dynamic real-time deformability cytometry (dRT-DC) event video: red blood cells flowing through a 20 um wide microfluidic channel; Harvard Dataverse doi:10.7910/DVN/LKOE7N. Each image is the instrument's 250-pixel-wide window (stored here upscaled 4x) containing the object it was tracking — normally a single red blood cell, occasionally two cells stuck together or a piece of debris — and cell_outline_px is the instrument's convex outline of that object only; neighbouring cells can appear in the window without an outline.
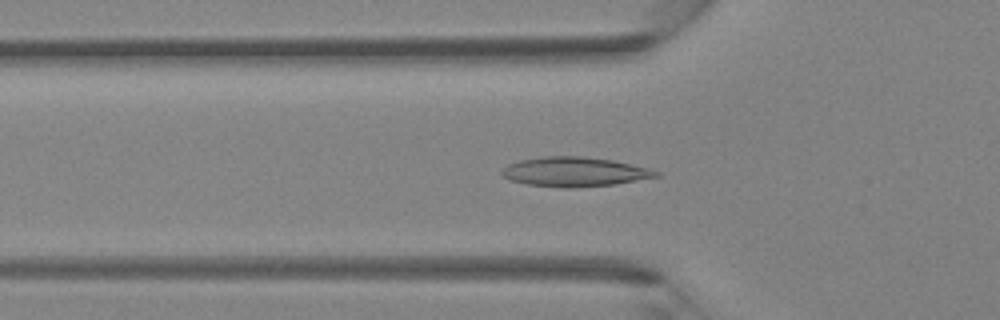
{"species": "Egyptian fruit bat (a non-hibernating species)", "species_latin": "Rousettus aegyptiacus", "temperature_condition": "room temperature", "stored_images_in_passage": 45, "camera_frame_rate_fps": 3000, "um_per_image_px": 0.085, "animal": {"sex": "female"}, "frame": {"image": 1, "passage_image": 15, "time_ms": 4.667, "image_size_px": [1000, 320], "cell_outline_px": [[660, 176], [616, 184], [572, 188], [560, 188], [528, 184], [508, 180], [500, 172], [508, 164], [520, 160], [544, 156], [584, 156], [612, 160], [648, 168], [660, 172]], "centroid_in_image_um": [48.83, 14.61], "position_along_channel_um": 77.0, "area_um2": 26.53}}
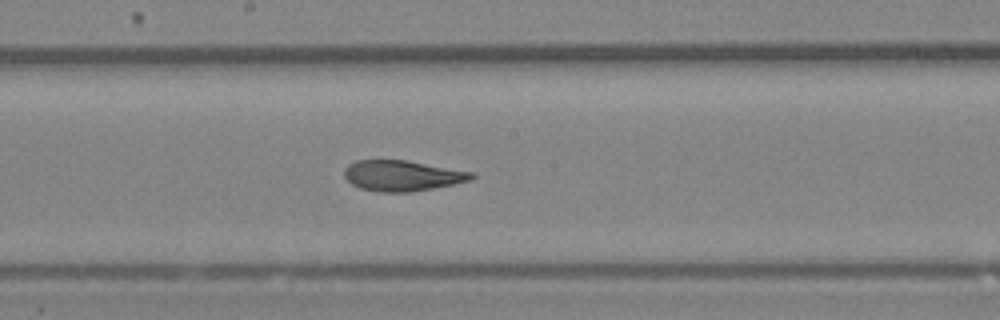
{"frame": {"image": 2, "passage_image": 24, "time_ms": 7.667, "image_size_px": [1000, 320], "cell_outline_px": [[476, 176], [472, 180], [456, 184], [408, 192], [380, 192], [360, 188], [352, 184], [344, 176], [344, 168], [348, 164], [356, 160], [408, 160], [476, 172]], "centroid_in_image_um": [34.24, 14.92], "position_along_channel_um": 214.0, "area_um2": 23.0}}
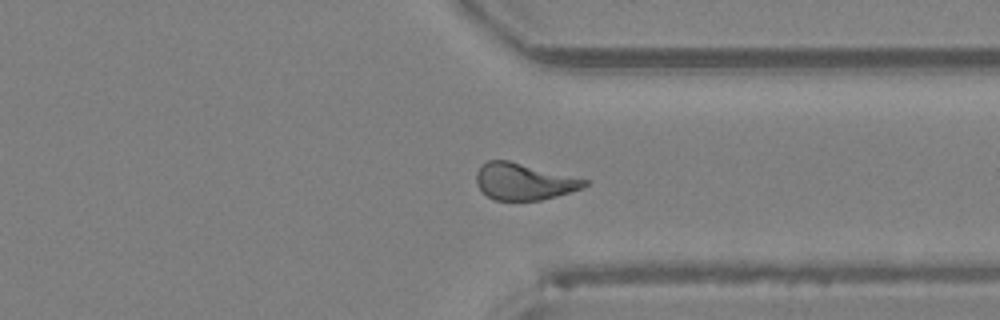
{"frame": {"image": 3, "passage_image": 34, "time_ms": 11.0, "image_size_px": [1000, 320], "cell_outline_px": [[588, 184], [584, 188], [556, 196], [540, 200], [496, 200], [488, 196], [476, 184], [476, 172], [480, 164], [488, 160], [508, 160], [588, 180]], "centroid_in_image_um": [44.5, 15.42], "position_along_channel_um": 366.9, "area_um2": 23.0}}